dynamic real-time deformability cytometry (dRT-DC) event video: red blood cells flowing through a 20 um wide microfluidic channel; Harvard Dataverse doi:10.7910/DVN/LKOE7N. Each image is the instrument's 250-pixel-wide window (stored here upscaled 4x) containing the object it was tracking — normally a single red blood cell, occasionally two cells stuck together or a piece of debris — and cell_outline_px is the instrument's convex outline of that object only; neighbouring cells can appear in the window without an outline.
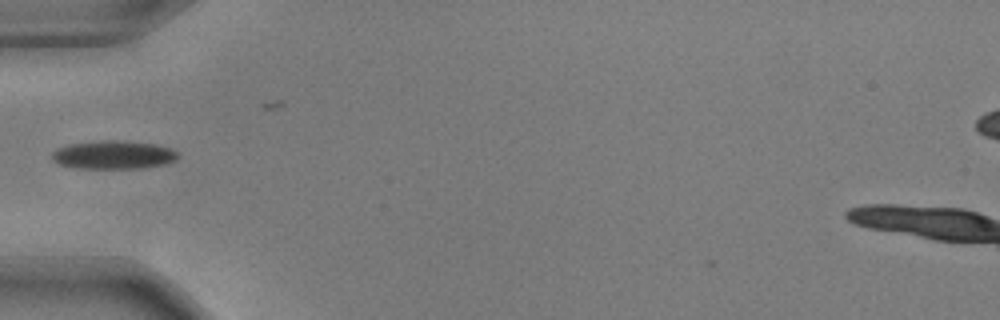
{"species": "common noctule bat (a hibernating species)", "species_latin": "Nyctalus noctula", "temperature_condition": "warm", "stored_images_in_passage": 37, "camera_frame_rate_fps": 3000, "um_per_image_px": 0.085, "animal": {"sex": "male", "body_mass_g": 17.9, "forearm_length_mm": 54.2}, "frame": {"image": 1, "passage_image": 1, "time_ms": 0.0, "image_size_px": [1000, 320], "cell_outline_px": [[176, 160], [164, 164], [144, 168], [80, 168], [56, 164], [52, 160], [52, 152], [56, 148], [68, 144], [100, 140], [116, 140], [156, 144], [168, 148], [176, 152]], "centroid_in_image_um": [9.57, 13.16], "position_along_channel_um": 75.4, "area_um2": 20.81}}
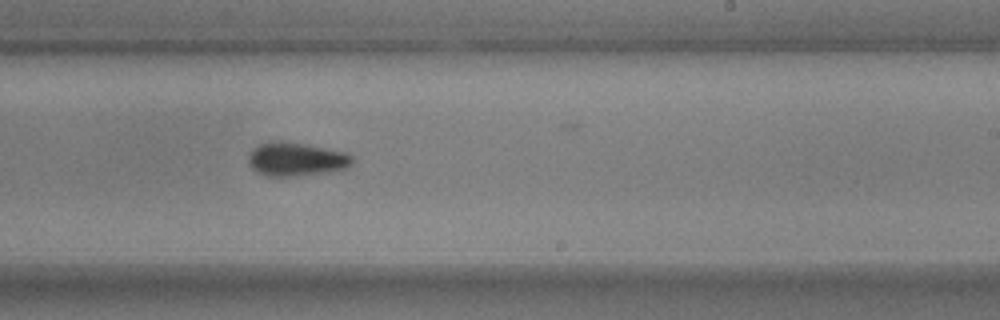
{"frame": {"image": 2, "passage_image": 16, "time_ms": 5.0, "image_size_px": [1000, 320], "cell_outline_px": [[352, 164], [348, 168], [328, 172], [292, 176], [268, 176], [256, 172], [248, 164], [248, 156], [252, 148], [260, 144], [272, 140], [280, 140], [304, 144], [348, 152], [352, 156]], "centroid_in_image_um": [25.16, 13.52], "position_along_channel_um": 263.8, "area_um2": 20.58}}
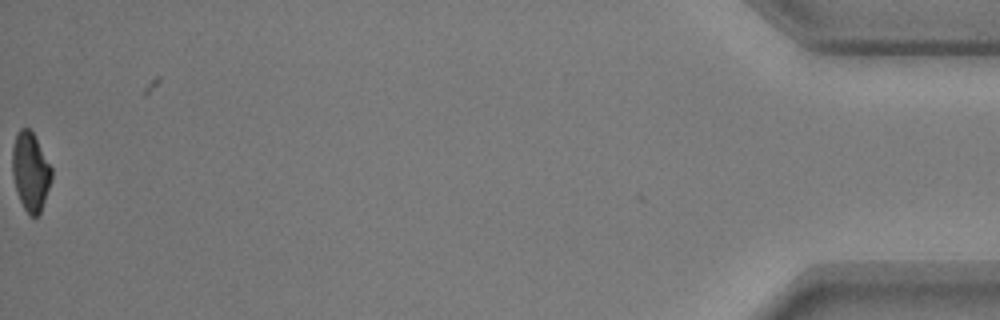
{"frame": {"image": 3, "passage_image": 37, "time_ms": 12.0, "image_size_px": [1000, 320], "cell_outline_px": [[52, 180], [40, 212], [36, 216], [32, 216], [24, 208], [20, 200], [16, 188], [12, 172], [12, 148], [16, 136], [20, 128], [28, 128], [32, 132], [52, 168]], "centroid_in_image_um": [2.59, 14.58], "position_along_channel_um": 432.6, "area_um2": 17.63}}